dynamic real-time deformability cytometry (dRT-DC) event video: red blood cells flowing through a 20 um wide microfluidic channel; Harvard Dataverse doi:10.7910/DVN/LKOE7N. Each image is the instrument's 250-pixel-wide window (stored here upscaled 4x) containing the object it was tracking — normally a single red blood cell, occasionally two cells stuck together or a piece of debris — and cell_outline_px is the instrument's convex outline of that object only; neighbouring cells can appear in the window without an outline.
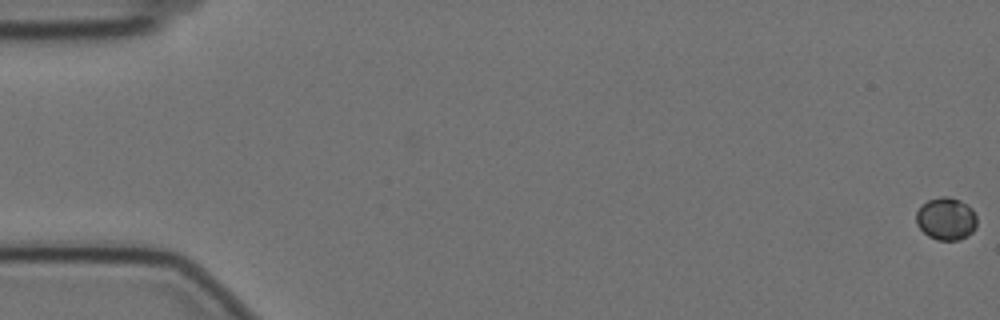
{"species": "Egyptian fruit bat (a non-hibernating species)", "species_latin": "Rousettus aegyptiacus", "temperature_condition": "cold", "stored_images_in_passage": 60, "camera_frame_rate_fps": 3000, "um_per_image_px": 0.085, "animal": {"sex": "female"}, "frame": {"image": 1, "passage_image": 1, "time_ms": 0.0, "image_size_px": [1000, 320], "cell_outline_px": [[976, 228], [968, 236], [960, 240], [936, 240], [928, 236], [916, 224], [916, 212], [928, 200], [940, 196], [948, 196], [960, 200], [972, 208], [976, 216]], "centroid_in_image_um": [80.43, 18.6], "position_along_channel_um": 4.6, "area_um2": 15.14}}
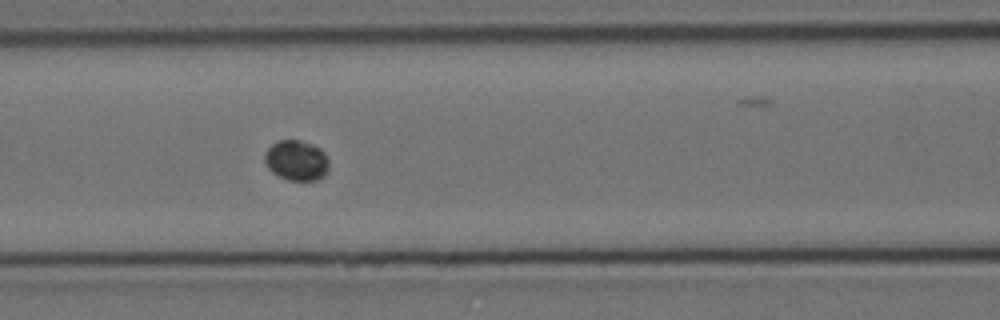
{"frame": {"image": 2, "passage_image": 26, "time_ms": 8.333, "image_size_px": [1000, 320], "cell_outline_px": [[328, 168], [324, 176], [316, 180], [288, 180], [272, 172], [268, 168], [264, 160], [264, 152], [272, 144], [280, 140], [300, 140], [312, 144], [320, 148], [324, 152], [328, 160]], "centroid_in_image_um": [25.19, 13.63], "position_along_channel_um": 141.4, "area_um2": 15.09}}
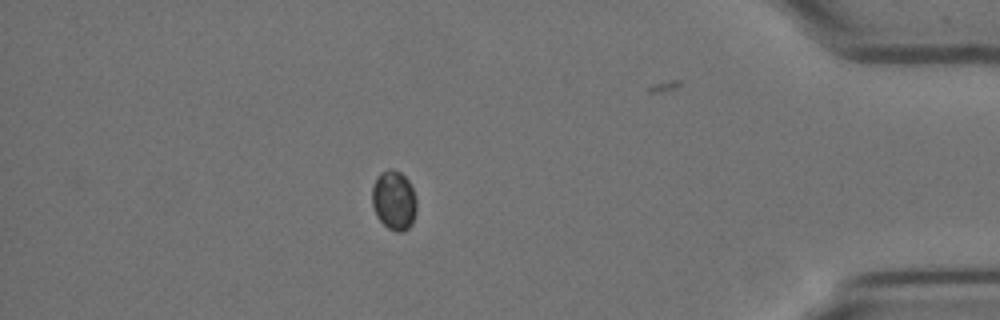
{"frame": {"image": 3, "passage_image": 52, "time_ms": 17.0, "image_size_px": [1000, 320], "cell_outline_px": [[416, 212], [412, 224], [408, 228], [400, 232], [396, 232], [388, 228], [376, 216], [372, 204], [372, 188], [376, 176], [380, 172], [388, 168], [392, 168], [400, 172], [408, 180], [416, 196]], "centroid_in_image_um": [33.48, 17.01], "position_along_channel_um": 401.7, "area_um2": 15.61}}